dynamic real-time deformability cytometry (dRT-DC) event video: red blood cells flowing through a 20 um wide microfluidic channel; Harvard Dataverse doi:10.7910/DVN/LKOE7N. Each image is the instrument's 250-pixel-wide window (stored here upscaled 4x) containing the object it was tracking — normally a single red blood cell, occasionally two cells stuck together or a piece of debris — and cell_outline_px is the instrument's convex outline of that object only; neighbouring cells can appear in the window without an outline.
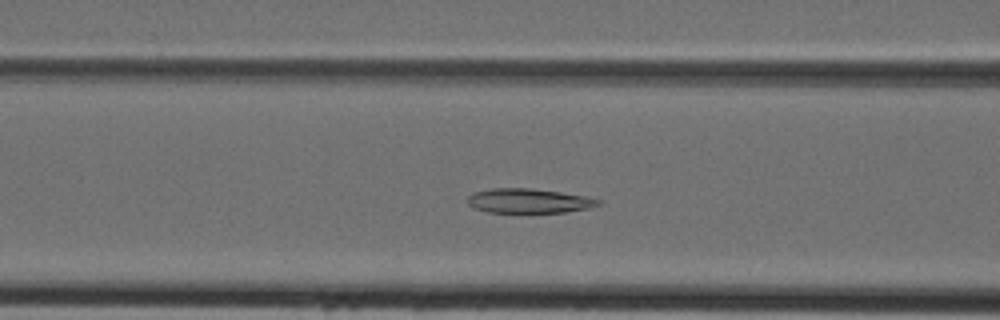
{"species": "Egyptian fruit bat (a non-hibernating species)", "species_latin": "Rousettus aegyptiacus", "temperature_condition": "cold", "stored_images_in_passage": 40, "camera_frame_rate_fps": 3000, "um_per_image_px": 0.085, "animal": {"sex": "female"}, "frame": {"image": 1, "passage_image": 14, "time_ms": 4.333, "image_size_px": [1000, 320], "cell_outline_px": [[604, 204], [588, 208], [564, 212], [488, 212], [472, 208], [464, 200], [472, 192], [492, 188], [532, 188], [560, 192], [584, 196], [604, 200]], "centroid_in_image_um": [44.92, 17.06], "position_along_channel_um": 121.7, "area_um2": 18.9}}
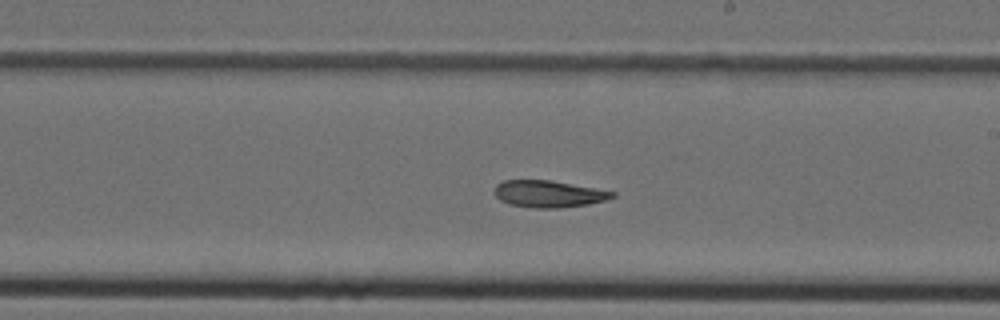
{"frame": {"image": 2, "passage_image": 22, "time_ms": 7.0, "image_size_px": [1000, 320], "cell_outline_px": [[616, 196], [604, 200], [588, 204], [556, 208], [532, 208], [508, 204], [500, 200], [492, 192], [496, 184], [504, 180], [552, 180], [616, 192]], "centroid_in_image_um": [46.58, 16.47], "position_along_channel_um": 242.4, "area_um2": 18.55}}
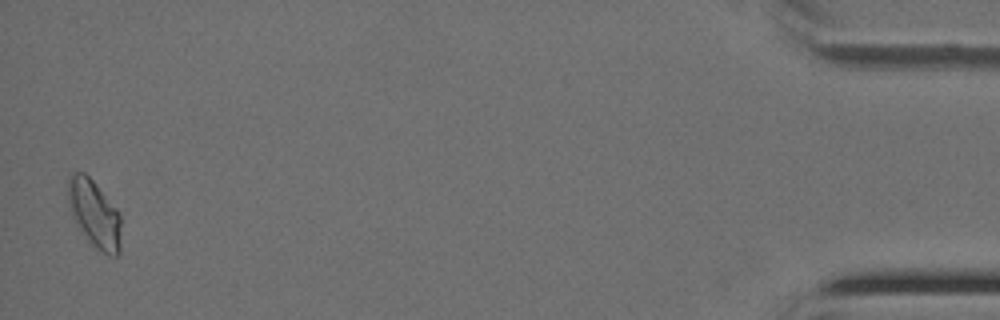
{"frame": {"image": 3, "passage_image": 40, "time_ms": 13.0, "image_size_px": [1000, 320], "cell_outline_px": [[124, 220], [120, 252], [116, 256], [108, 256], [88, 244], [72, 216], [68, 208], [68, 176], [72, 172], [84, 172], [96, 184], [116, 208]], "centroid_in_image_um": [8.06, 18.24], "position_along_channel_um": 427.1, "area_um2": 21.73}}